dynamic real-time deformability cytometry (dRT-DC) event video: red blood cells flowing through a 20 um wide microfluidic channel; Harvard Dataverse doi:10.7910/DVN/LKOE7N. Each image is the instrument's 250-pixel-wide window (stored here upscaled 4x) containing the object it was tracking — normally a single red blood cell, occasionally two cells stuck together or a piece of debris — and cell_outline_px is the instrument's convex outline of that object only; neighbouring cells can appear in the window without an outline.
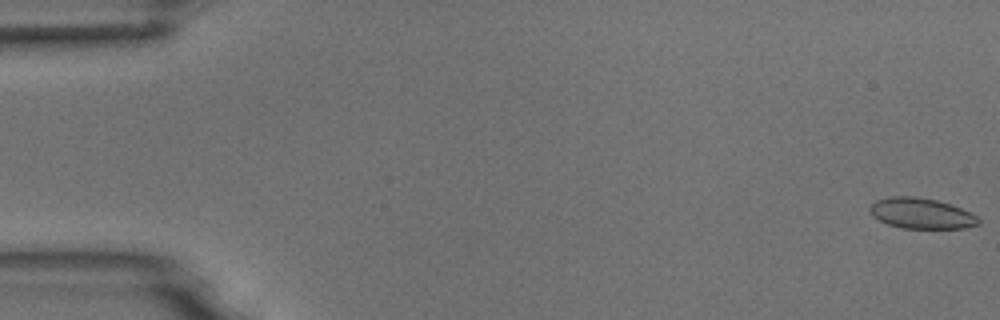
{"species": "common noctule bat (a hibernating species)", "species_latin": "Nyctalus noctula", "temperature_condition": "room temperature", "stored_images_in_passage": 6, "segment_of_instrument_passage": [1, 2], "camera_frame_rate_fps": 3000, "um_per_image_px": 0.085, "animal": {"sex": "male", "body_mass_g": 18.8}, "frame": {"image": 1, "passage_image": 1, "time_ms": 0.0, "image_size_px": [1000, 320], "cell_outline_px": [[980, 224], [964, 228], [900, 228], [888, 224], [872, 216], [868, 208], [876, 200], [892, 196], [912, 196], [936, 200], [960, 208], [976, 216], [980, 220]], "centroid_in_image_um": [78.28, 18.14], "position_along_channel_um": 6.7, "area_um2": 19.19}}
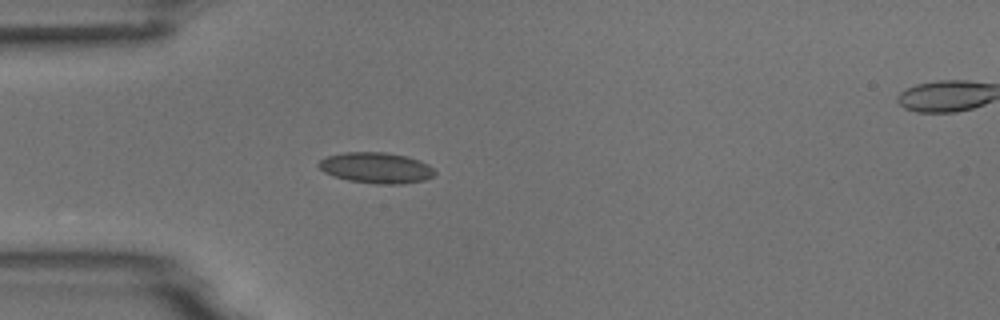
{"frame": {"image": 2, "passage_image": 5, "time_ms": 1.333, "image_size_px": [1000, 320], "cell_outline_px": [[436, 172], [432, 176], [424, 180], [400, 184], [376, 184], [348, 180], [324, 172], [316, 164], [320, 160], [328, 156], [344, 152], [384, 152], [404, 156], [420, 160], [428, 164]], "centroid_in_image_um": [31.97, 14.26], "position_along_channel_um": 53.0, "area_um2": 20.69}}